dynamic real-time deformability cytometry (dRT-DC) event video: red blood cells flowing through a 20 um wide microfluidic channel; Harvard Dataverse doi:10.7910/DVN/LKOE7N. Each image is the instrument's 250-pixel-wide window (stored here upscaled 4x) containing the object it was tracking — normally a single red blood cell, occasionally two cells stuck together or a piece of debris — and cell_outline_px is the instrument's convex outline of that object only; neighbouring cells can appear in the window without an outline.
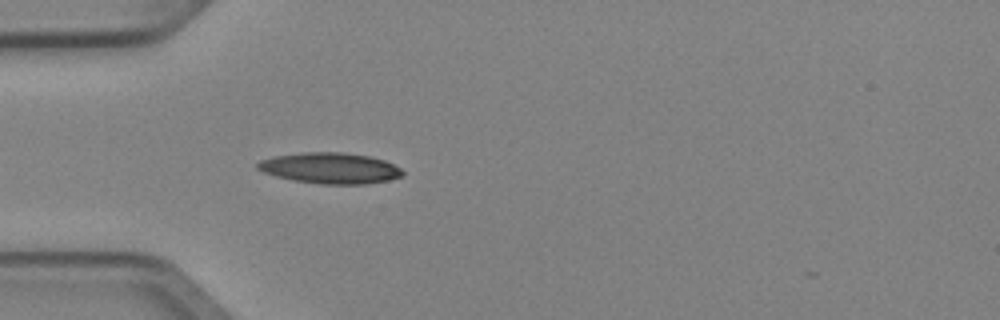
{"species": "Egyptian fruit bat (a non-hibernating species)", "species_latin": "Rousettus aegyptiacus", "temperature_condition": "cold", "stored_images_in_passage": 4, "camera_frame_rate_fps": 3000, "um_per_image_px": 0.085, "animal": {"sex": "female"}, "frame": {"image": 1, "passage_image": 4, "time_ms": 1.0, "image_size_px": [1000, 320], "cell_outline_px": [[404, 176], [388, 180], [364, 184], [320, 184], [292, 180], [276, 176], [264, 172], [256, 168], [256, 164], [260, 160], [276, 156], [300, 152], [344, 152], [368, 156], [384, 160], [400, 168], [404, 172]], "centroid_in_image_um": [28.06, 14.29], "position_along_channel_um": 56.9, "area_um2": 26.13}}